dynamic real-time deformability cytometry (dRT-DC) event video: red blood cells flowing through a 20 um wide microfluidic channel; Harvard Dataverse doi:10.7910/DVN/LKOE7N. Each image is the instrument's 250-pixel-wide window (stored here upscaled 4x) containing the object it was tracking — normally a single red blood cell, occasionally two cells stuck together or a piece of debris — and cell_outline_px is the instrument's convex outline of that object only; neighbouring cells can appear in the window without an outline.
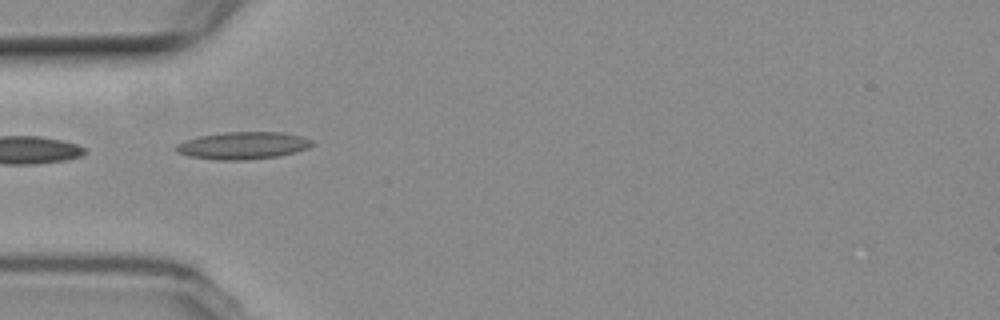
{"species": "common noctule bat (a hibernating species)", "species_latin": "Nyctalus noctula", "temperature_condition": "room temperature", "stored_images_in_passage": 3, "camera_frame_rate_fps": 3000, "um_per_image_px": 0.085, "animal": {"sex": "female", "body_mass_g": 19.3, "forearm_length_mm": 54.1}, "frame": {"image": 1, "passage_image": 3, "time_ms": 2.333, "image_size_px": [1000, 320], "cell_outline_px": [[316, 144], [308, 148], [296, 152], [276, 156], [244, 160], [216, 160], [188, 156], [176, 152], [176, 144], [200, 136], [224, 132], [280, 132], [300, 136], [312, 140]], "centroid_in_image_um": [20.66, 12.37], "position_along_channel_um": 64.3, "area_um2": 21.56}}